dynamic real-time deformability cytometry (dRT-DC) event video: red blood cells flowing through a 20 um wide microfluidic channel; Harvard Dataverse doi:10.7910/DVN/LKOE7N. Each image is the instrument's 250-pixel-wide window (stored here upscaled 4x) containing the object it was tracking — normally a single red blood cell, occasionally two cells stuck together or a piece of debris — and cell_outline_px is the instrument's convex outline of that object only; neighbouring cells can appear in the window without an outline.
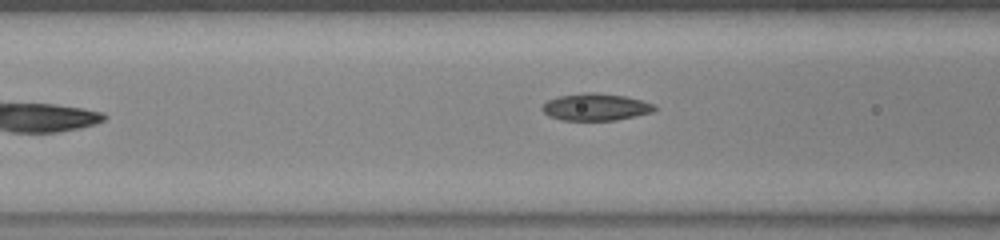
{"species": "common noctule bat (a hibernating species)", "species_latin": "Nyctalus noctula", "temperature_condition": "warm", "stored_images_in_passage": 9, "camera_frame_rate_fps": 3000, "um_per_image_px": 0.085, "animal": {"sex": "female", "body_mass_g": 23.0, "forearm_length_mm": 53.4}, "frame": {"image": 1, "passage_image": 7, "time_ms": 2.0, "image_size_px": [1000, 240], "cell_outline_px": [[656, 108], [652, 112], [616, 120], [560, 120], [548, 116], [540, 108], [548, 100], [560, 96], [588, 92], [596, 92], [624, 96], [640, 100], [652, 104]], "centroid_in_image_um": [50.59, 9.1], "position_along_channel_um": 116.0, "area_um2": 17.51}}